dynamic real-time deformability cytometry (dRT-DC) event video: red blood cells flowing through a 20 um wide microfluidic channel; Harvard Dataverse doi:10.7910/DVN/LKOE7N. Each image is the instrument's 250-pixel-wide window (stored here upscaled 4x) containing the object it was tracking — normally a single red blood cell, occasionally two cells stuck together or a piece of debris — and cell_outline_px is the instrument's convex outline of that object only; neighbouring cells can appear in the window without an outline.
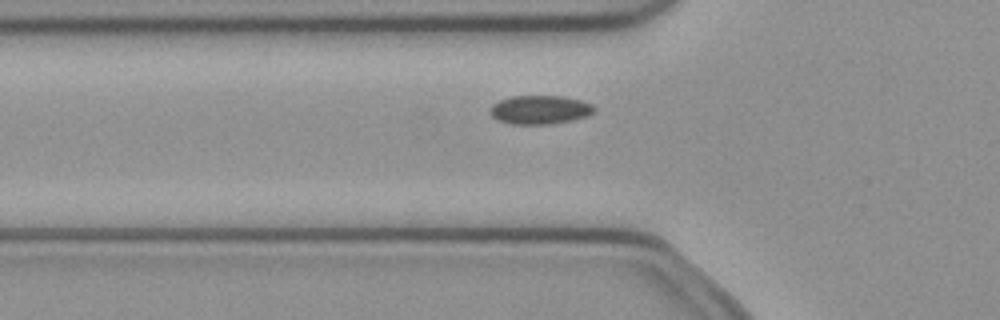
{"species": "common noctule bat (a hibernating species)", "species_latin": "Nyctalus noctula", "temperature_condition": "cold", "stored_images_in_passage": 38, "camera_frame_rate_fps": 3000, "um_per_image_px": 0.085, "animal": {"sex": "female", "body_mass_g": 21.9}, "frame": {"image": 1, "passage_image": 4, "time_ms": 1.0, "image_size_px": [1000, 320], "cell_outline_px": [[596, 108], [592, 112], [584, 116], [572, 120], [552, 124], [512, 124], [496, 120], [492, 116], [492, 104], [500, 100], [512, 96], [560, 96], [580, 100], [592, 104]], "centroid_in_image_um": [45.88, 9.33], "position_along_channel_um": 79.9, "area_um2": 17.22}}
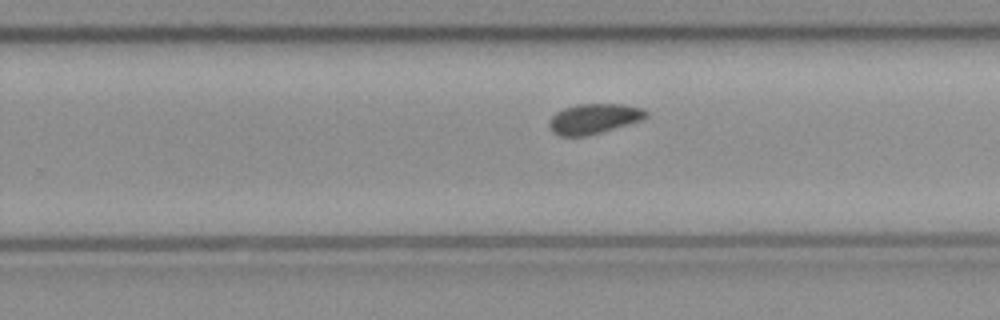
{"frame": {"image": 2, "passage_image": 19, "time_ms": 6.0, "image_size_px": [1000, 320], "cell_outline_px": [[648, 116], [640, 120], [628, 124], [588, 136], [560, 136], [552, 132], [548, 124], [552, 116], [556, 112], [564, 108], [576, 104], [624, 104], [644, 108], [648, 112]], "centroid_in_image_um": [50.48, 10.09], "position_along_channel_um": 279.3, "area_um2": 17.05}}
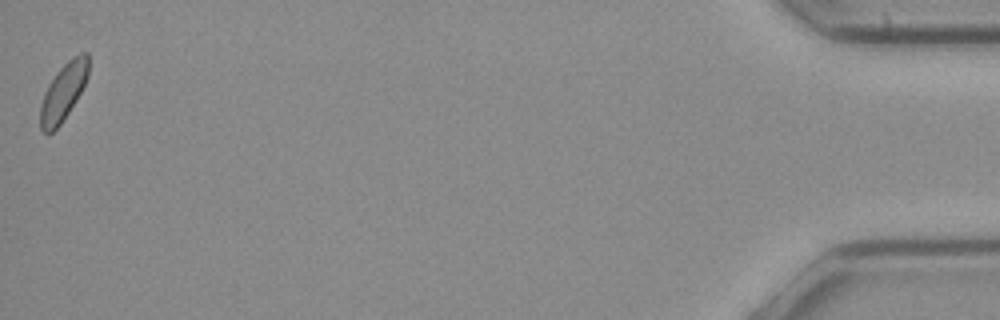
{"frame": {"image": 3, "passage_image": 38, "time_ms": 12.333, "image_size_px": [1000, 320], "cell_outline_px": [[88, 76], [76, 100], [60, 124], [52, 132], [44, 132], [40, 128], [40, 104], [44, 92], [48, 84], [56, 72], [72, 56], [80, 52], [88, 52]], "centroid_in_image_um": [5.37, 7.78], "position_along_channel_um": 429.8, "area_um2": 15.95}}